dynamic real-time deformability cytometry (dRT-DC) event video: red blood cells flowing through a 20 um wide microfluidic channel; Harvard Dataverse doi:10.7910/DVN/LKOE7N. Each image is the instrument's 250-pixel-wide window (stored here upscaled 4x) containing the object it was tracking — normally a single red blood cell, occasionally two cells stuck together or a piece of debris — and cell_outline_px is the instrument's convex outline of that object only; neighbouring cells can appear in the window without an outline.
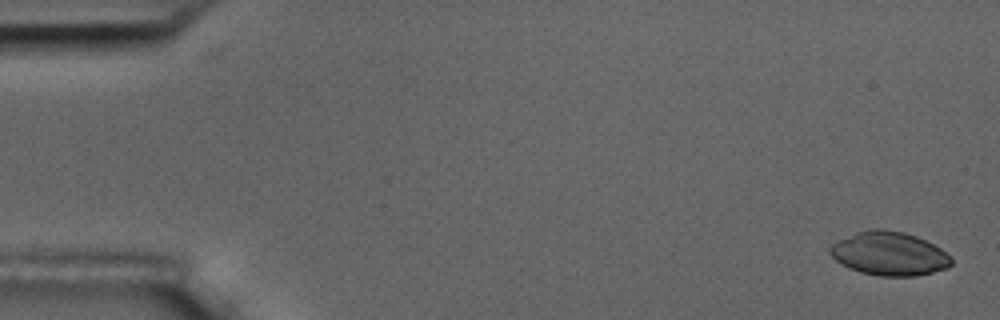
{"species": "common noctule bat (a hibernating species)", "species_latin": "Nyctalus noctula", "temperature_condition": "room temperature", "stored_images_in_passage": 5, "camera_frame_rate_fps": 3000, "um_per_image_px": 0.085, "animal": {"sex": "male", "body_mass_g": 17.5, "forearm_length_mm": 52.3}, "frame": {"image": 1, "passage_image": 1, "time_ms": 0.0, "image_size_px": [1000, 320], "cell_outline_px": [[952, 264], [948, 268], [916, 276], [880, 276], [860, 272], [848, 268], [840, 264], [828, 252], [828, 248], [832, 244], [856, 232], [868, 228], [880, 228], [904, 232], [916, 236], [940, 248], [952, 256]], "centroid_in_image_um": [75.58, 21.56], "position_along_channel_um": 9.4, "area_um2": 31.04}}